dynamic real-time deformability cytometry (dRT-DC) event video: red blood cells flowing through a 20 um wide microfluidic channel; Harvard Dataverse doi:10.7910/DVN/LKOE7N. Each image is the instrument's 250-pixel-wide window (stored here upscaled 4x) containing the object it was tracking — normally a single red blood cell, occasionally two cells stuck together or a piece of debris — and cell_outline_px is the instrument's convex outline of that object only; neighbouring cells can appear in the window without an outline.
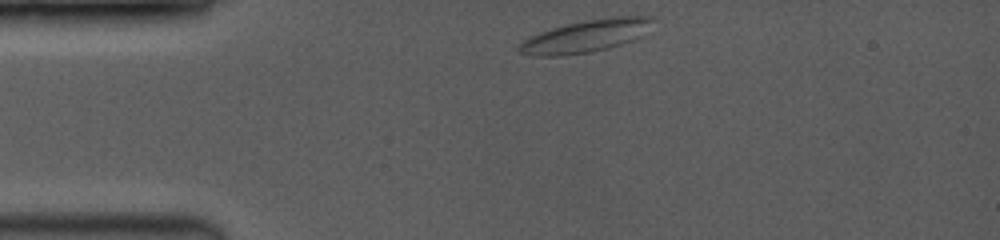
{"species": "common noctule bat (a hibernating species)", "species_latin": "Nyctalus noctula", "temperature_condition": "room temperature", "stored_images_in_passage": 25, "camera_frame_rate_fps": 3500, "um_per_image_px": 0.085, "animal": {"sex": "female", "body_mass_g": 19.0, "forearm_length_mm": 53.3}, "frame": {"image": 1, "passage_image": 1, "time_ms": 0.0, "image_size_px": [1000, 240], "cell_outline_px": [[652, 20], [640, 36], [632, 40], [608, 48], [592, 52], [560, 56], [536, 56], [520, 52], [516, 48], [524, 40], [540, 32], [552, 28], [584, 20], [612, 16], [648, 16]], "centroid_in_image_um": [49.74, 3.08], "position_along_channel_um": 35.3, "area_um2": 24.74}}
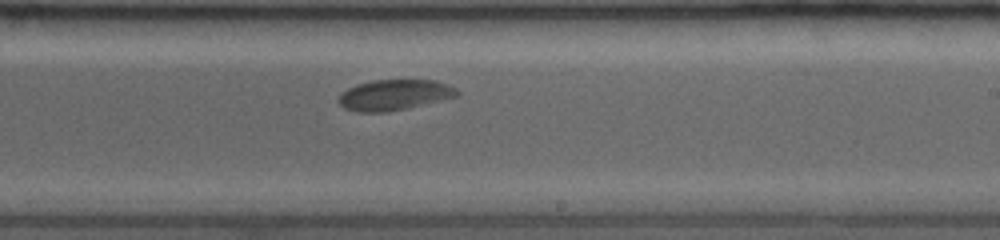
{"frame": {"image": 2, "passage_image": 15, "time_ms": 6.571, "image_size_px": [1000, 240], "cell_outline_px": [[460, 96], [408, 108], [388, 112], [356, 112], [344, 108], [336, 100], [348, 88], [356, 84], [372, 80], [436, 80], [456, 88], [460, 92]], "centroid_in_image_um": [33.54, 8.07], "position_along_channel_um": 255.5, "area_um2": 21.33}}
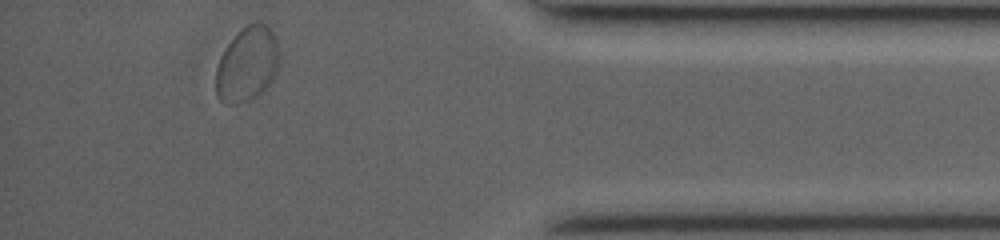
{"frame": {"image": 3, "passage_image": 25, "time_ms": 11.143, "image_size_px": [1000, 240], "cell_outline_px": [[280, 56], [276, 68], [268, 84], [256, 96], [248, 100], [236, 104], [224, 104], [216, 96], [216, 68], [220, 56], [228, 44], [248, 24], [256, 20], [268, 24], [276, 36], [280, 52]], "centroid_in_image_um": [21.01, 5.43], "position_along_channel_um": 414.2, "area_um2": 27.51}}